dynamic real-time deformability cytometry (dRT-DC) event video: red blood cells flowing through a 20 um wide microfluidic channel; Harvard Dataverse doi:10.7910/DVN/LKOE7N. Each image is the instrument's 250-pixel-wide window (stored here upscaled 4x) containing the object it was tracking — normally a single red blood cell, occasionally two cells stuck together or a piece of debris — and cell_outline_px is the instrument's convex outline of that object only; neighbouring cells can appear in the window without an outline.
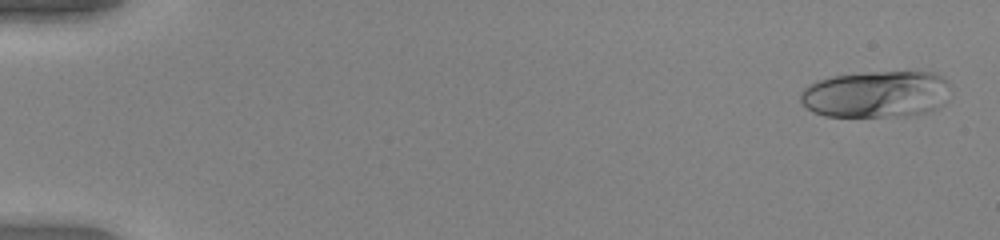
{"species": "human", "species_latin": "Homo sapiens", "temperature_condition": "warm", "stored_images_in_passage": 51, "camera_frame_rate_fps": 3000, "um_per_image_px": 0.085, "donor": {"sex": "female"}, "frame": {"image": 1, "passage_image": 2, "time_ms": 0.333, "image_size_px": [1000, 240], "cell_outline_px": [[948, 84], [944, 104], [928, 112], [904, 116], [824, 116], [812, 112], [800, 100], [800, 92], [808, 84], [816, 80], [832, 76], [868, 72], [936, 72], [944, 76], [948, 80]], "centroid_in_image_um": [74.46, 8.0], "position_along_channel_um": 10.5, "area_um2": 41.1}}
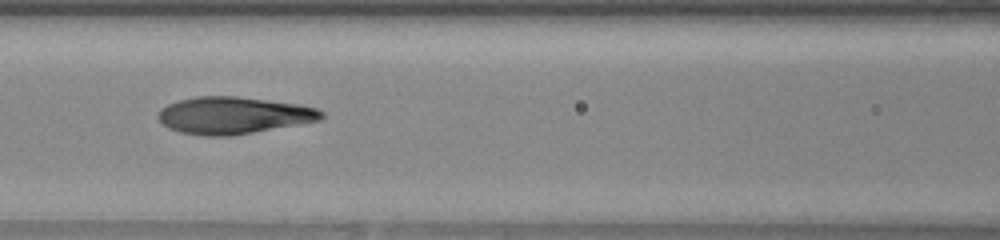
{"frame": {"image": 2, "passage_image": 24, "time_ms": 7.667, "image_size_px": [1000, 240], "cell_outline_px": [[324, 116], [320, 120], [300, 124], [232, 136], [204, 136], [180, 132], [168, 128], [156, 116], [160, 108], [168, 104], [180, 100], [196, 96], [236, 96], [296, 104], [316, 108], [324, 112]], "centroid_in_image_um": [19.82, 9.81], "position_along_channel_um": 146.8, "area_um2": 35.2}}
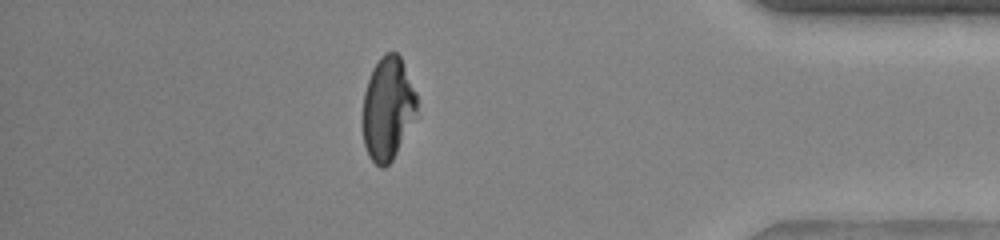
{"frame": {"image": 3, "passage_image": 45, "time_ms": 14.667, "image_size_px": [1000, 240], "cell_outline_px": [[420, 116], [392, 160], [384, 168], [380, 168], [368, 156], [364, 144], [364, 92], [372, 68], [380, 56], [384, 52], [396, 52], [400, 56], [416, 92]], "centroid_in_image_um": [33.02, 9.24], "position_along_channel_um": 402.2, "area_um2": 33.23}, "authors_computed_cell_mechanics": {"area_um2": 34.969, "velocity_mm_per_s": 4.091, "shape_relaxation_time_tau1_ms": 5.3874, "shape_relaxation_time_tau2_ms": 0.8476, "deformation_change_tau1": 0.2665, "deformation_change_tau2": 0.0585}}